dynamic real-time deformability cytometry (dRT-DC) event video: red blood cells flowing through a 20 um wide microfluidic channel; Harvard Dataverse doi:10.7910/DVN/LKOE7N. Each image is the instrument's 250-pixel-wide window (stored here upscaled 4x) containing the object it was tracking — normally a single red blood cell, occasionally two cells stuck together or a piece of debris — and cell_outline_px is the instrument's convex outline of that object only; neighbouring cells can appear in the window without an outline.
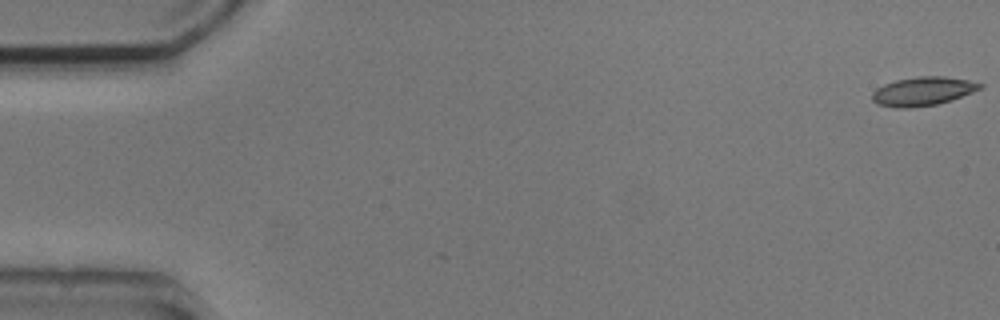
{"species": "common noctule bat (a hibernating species)", "species_latin": "Nyctalus noctula", "temperature_condition": "cold", "stored_images_in_passage": 54, "camera_frame_rate_fps": 3000, "um_per_image_px": 0.085, "animal": {"sex": "male", "body_mass_g": 20.5, "forearm_length_mm": 52.5}, "frame": {"image": 1, "passage_image": 1, "time_ms": 0.0, "image_size_px": [1000, 320], "cell_outline_px": [[984, 88], [952, 100], [936, 104], [908, 108], [896, 108], [876, 104], [872, 100], [872, 92], [876, 88], [884, 84], [896, 80], [920, 76], [944, 76], [968, 80], [984, 84]], "centroid_in_image_um": [78.45, 7.76], "position_along_channel_um": 6.6, "area_um2": 18.21}}
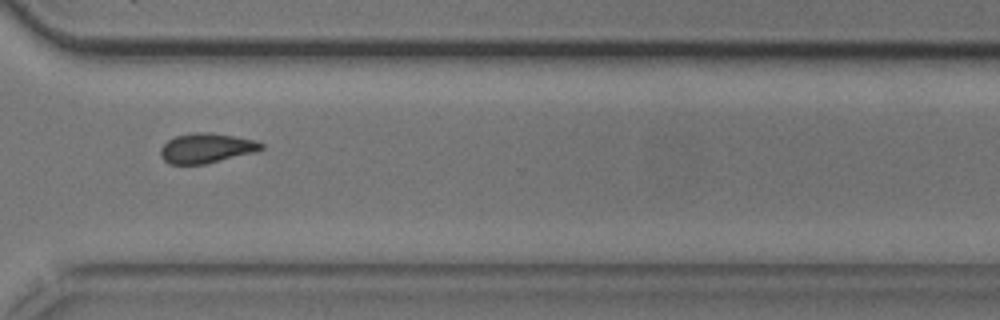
{"frame": {"image": 2, "passage_image": 40, "time_ms": 13.0, "image_size_px": [1000, 320], "cell_outline_px": [[264, 148], [256, 152], [204, 164], [168, 164], [160, 156], [160, 148], [168, 140], [176, 136], [196, 132], [208, 132], [256, 140], [264, 144]], "centroid_in_image_um": [17.54, 12.59], "position_along_channel_um": 353.1, "area_um2": 17.46}}
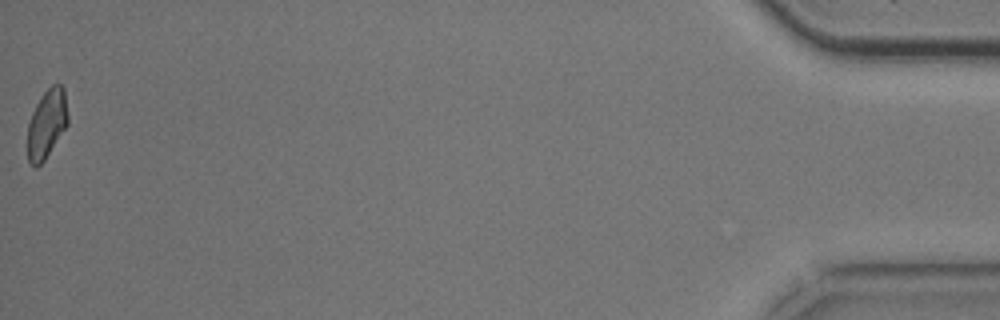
{"frame": {"image": 3, "passage_image": 54, "time_ms": 17.667, "image_size_px": [1000, 320], "cell_outline_px": [[68, 124], [44, 160], [36, 168], [28, 160], [28, 124], [32, 112], [36, 104], [44, 92], [52, 84], [60, 84], [64, 88], [68, 116]], "centroid_in_image_um": [3.98, 10.5], "position_along_channel_um": 431.2, "area_um2": 16.01}, "authors_computed_cell_mechanics": {"area_um2": 17.5134, "velocity_mm_per_s": 3.7837, "shape_relaxation_time_tau1_ms": 3.8297, "shape_relaxation_time_tau2_ms": 4.4152, "deformation_change_tau1": 0.0632, "deformation_change_tau2": 0.0989}}